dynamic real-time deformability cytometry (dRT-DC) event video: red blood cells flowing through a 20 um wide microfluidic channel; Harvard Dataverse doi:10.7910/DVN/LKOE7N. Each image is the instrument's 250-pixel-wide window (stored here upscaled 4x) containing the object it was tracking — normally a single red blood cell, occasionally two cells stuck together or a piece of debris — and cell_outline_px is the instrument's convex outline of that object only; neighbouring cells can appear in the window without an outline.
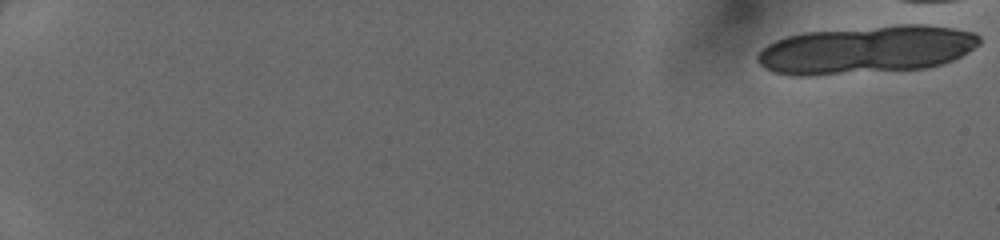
{"species": "human", "species_latin": "Homo sapiens", "temperature_condition": "cold", "stored_images_in_passage": 5, "camera_frame_rate_fps": 3000, "um_per_image_px": 0.085, "donor": {"sex": "female"}, "frame": {"image": 1, "passage_image": 1, "time_ms": 0.0, "image_size_px": [1000, 240], "cell_outline_px": [[980, 44], [968, 52], [944, 64], [928, 68], [808, 76], [792, 76], [772, 72], [764, 68], [756, 60], [756, 56], [768, 44], [784, 36], [800, 32], [900, 24], [920, 24], [952, 28], [972, 32], [980, 36]], "centroid_in_image_um": [73.61, 4.23], "position_along_channel_um": 11.4, "area_um2": 62.6}}